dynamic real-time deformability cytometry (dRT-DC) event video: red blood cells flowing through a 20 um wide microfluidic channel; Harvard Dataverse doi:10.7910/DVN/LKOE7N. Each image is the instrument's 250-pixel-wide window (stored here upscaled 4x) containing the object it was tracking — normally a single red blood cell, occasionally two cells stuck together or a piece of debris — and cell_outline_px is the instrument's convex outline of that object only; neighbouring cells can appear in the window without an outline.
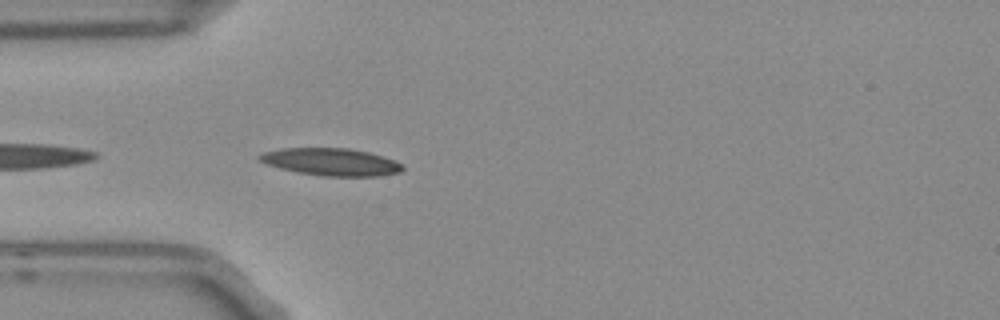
{"species": "Egyptian fruit bat (a non-hibernating species)", "species_latin": "Rousettus aegyptiacus", "temperature_condition": "room temperature", "stored_images_in_passage": 5, "camera_frame_rate_fps": 3000, "um_per_image_px": 0.085, "frame": {"image": 1, "passage_image": 2, "time_ms": 0.333, "image_size_px": [1000, 320], "cell_outline_px": [[404, 168], [400, 172], [376, 176], [324, 176], [300, 172], [280, 168], [268, 164], [260, 160], [256, 156], [264, 152], [284, 148], [348, 148], [368, 152], [392, 160], [400, 164]], "centroid_in_image_um": [28.12, 13.76], "position_along_channel_um": 56.9, "area_um2": 22.37}}